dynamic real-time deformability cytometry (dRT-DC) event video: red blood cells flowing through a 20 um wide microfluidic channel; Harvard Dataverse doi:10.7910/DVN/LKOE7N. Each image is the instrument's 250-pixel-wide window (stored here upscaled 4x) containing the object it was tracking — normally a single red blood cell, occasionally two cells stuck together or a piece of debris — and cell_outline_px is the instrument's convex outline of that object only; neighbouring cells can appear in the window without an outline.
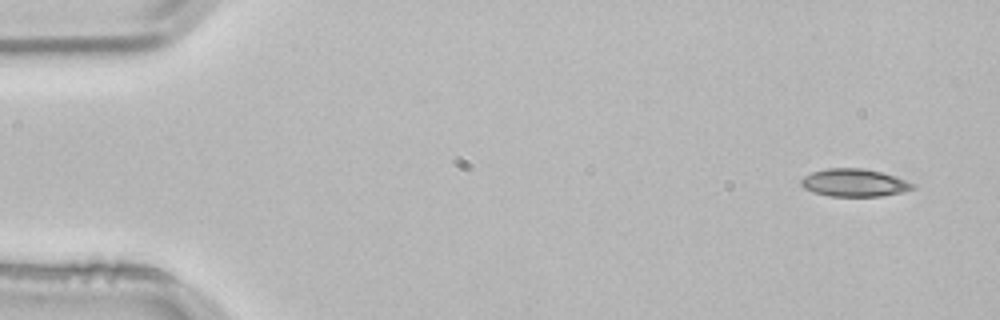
{"species": "common noctule bat (a hibernating species)", "species_latin": "Nyctalus noctula", "temperature_condition": "room temperature", "stored_images_in_passage": 3, "camera_frame_rate_fps": 3000, "um_per_image_px": 0.085, "animal": {"sex": "male", "body_mass_g": 21.5, "forearm_length_mm": 52.0}, "frame": {"image": 1, "passage_image": 1, "time_ms": 0.0, "image_size_px": [1000, 320], "cell_outline_px": [[916, 188], [904, 192], [880, 196], [828, 196], [804, 188], [800, 184], [800, 180], [804, 176], [812, 172], [828, 168], [864, 168], [880, 172], [916, 184]], "centroid_in_image_um": [72.61, 15.53], "position_along_channel_um": 12.4, "area_um2": 17.92}}
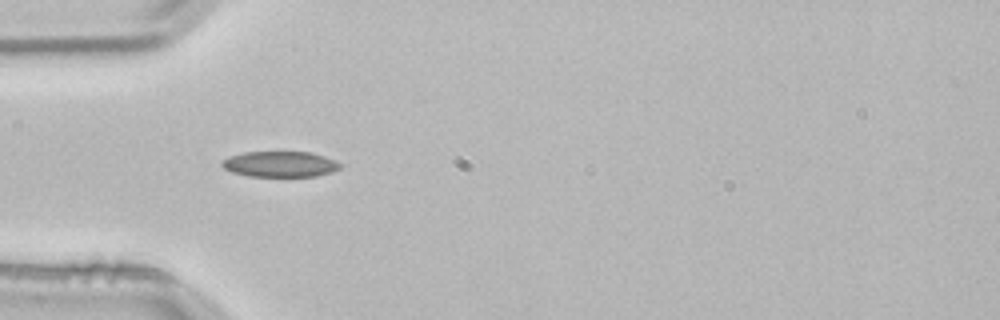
{"frame": {"image": 2, "passage_image": 3, "time_ms": 0.667, "image_size_px": [1000, 320], "cell_outline_px": [[344, 164], [340, 168], [332, 172], [316, 176], [248, 176], [232, 172], [224, 168], [220, 164], [220, 160], [228, 156], [244, 152], [308, 152], [324, 156]], "centroid_in_image_um": [23.78, 13.95], "position_along_channel_um": 61.2, "area_um2": 17.8}}